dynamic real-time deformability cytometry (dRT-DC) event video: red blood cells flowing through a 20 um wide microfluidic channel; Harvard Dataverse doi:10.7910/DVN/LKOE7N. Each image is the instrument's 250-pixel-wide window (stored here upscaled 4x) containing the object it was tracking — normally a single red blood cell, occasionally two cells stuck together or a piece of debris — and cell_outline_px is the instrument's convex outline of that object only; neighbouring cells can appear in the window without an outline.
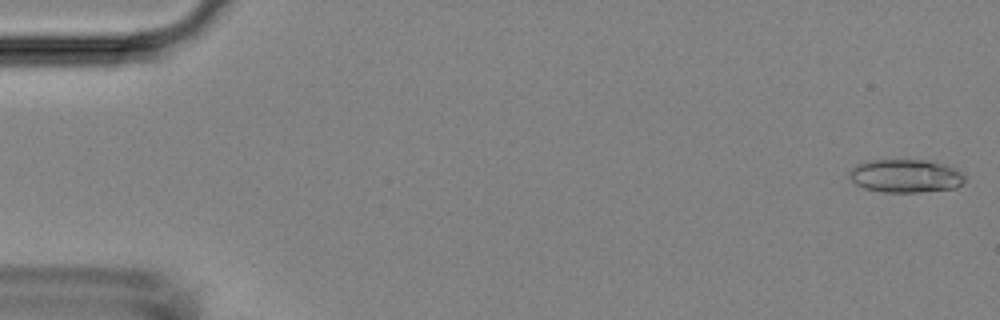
{"species": "Egyptian fruit bat (a non-hibernating species)", "species_latin": "Rousettus aegyptiacus", "temperature_condition": "room temperature", "stored_images_in_passage": 49, "camera_frame_rate_fps": 3000, "um_per_image_px": 0.085, "animal": {"sex": "female"}, "frame": {"image": 1, "passage_image": 1, "time_ms": 0.0, "image_size_px": [1000, 320], "cell_outline_px": [[964, 180], [956, 188], [920, 192], [884, 192], [864, 188], [856, 184], [848, 176], [848, 172], [856, 164], [872, 160], [936, 160], [956, 168], [964, 172]], "centroid_in_image_um": [77.0, 14.94], "position_along_channel_um": 8.0, "area_um2": 22.66}}
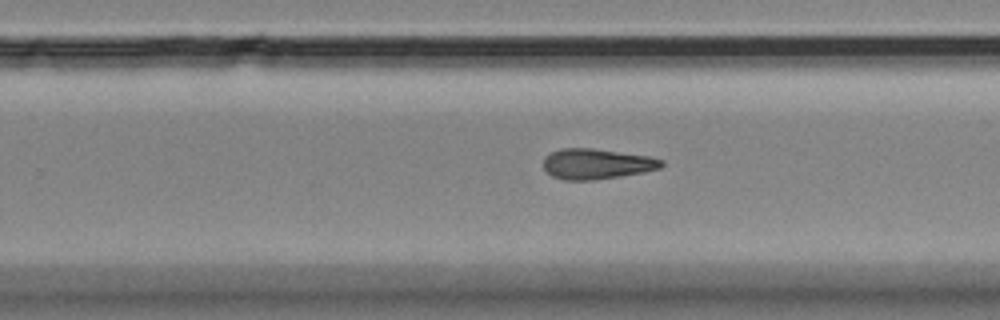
{"frame": {"image": 2, "passage_image": 33, "time_ms": 10.667, "image_size_px": [1000, 320], "cell_outline_px": [[664, 164], [660, 168], [644, 172], [620, 176], [592, 180], [564, 180], [552, 176], [544, 168], [544, 156], [560, 148], [592, 148], [648, 156], [664, 160]], "centroid_in_image_um": [50.71, 13.93], "position_along_channel_um": 279.1, "area_um2": 20.87}}
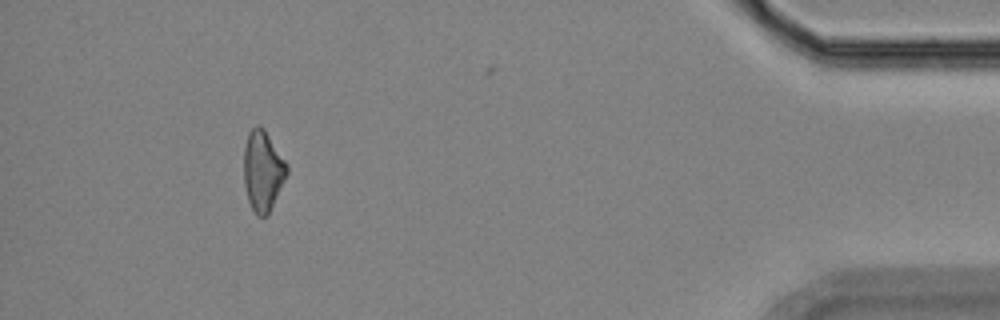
{"frame": {"image": 3, "passage_image": 48, "time_ms": 15.667, "image_size_px": [1000, 320], "cell_outline_px": [[288, 172], [268, 216], [256, 216], [248, 200], [244, 184], [244, 148], [248, 132], [256, 124], [260, 124], [264, 128], [288, 164]], "centroid_in_image_um": [22.34, 14.5], "position_along_channel_um": 412.9, "area_um2": 20.35}}